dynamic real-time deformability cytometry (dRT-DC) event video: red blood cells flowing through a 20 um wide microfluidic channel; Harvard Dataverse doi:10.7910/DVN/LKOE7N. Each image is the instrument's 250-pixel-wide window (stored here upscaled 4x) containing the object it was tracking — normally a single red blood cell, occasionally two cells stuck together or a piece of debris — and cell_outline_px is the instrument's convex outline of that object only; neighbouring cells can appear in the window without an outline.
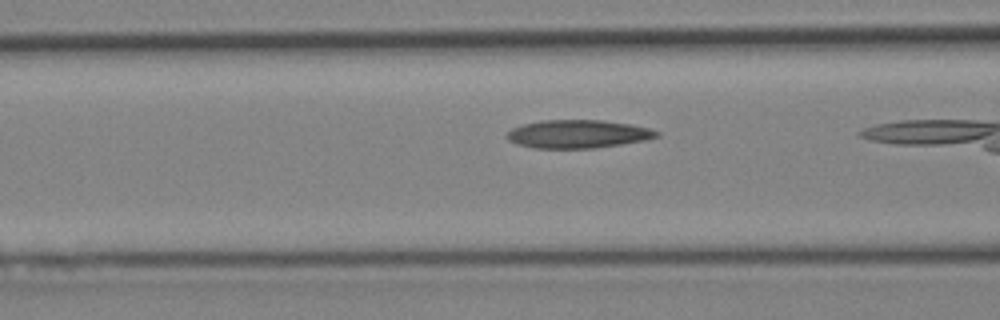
{"species": "Egyptian fruit bat (a non-hibernating species)", "species_latin": "Rousettus aegyptiacus", "temperature_condition": "cold", "stored_images_in_passage": 10, "camera_frame_rate_fps": 3000, "um_per_image_px": 0.085, "animal": {"sex": "female"}, "frame": {"image": 1, "passage_image": 9, "time_ms": 2.667, "image_size_px": [1000, 320], "cell_outline_px": [[660, 136], [644, 140], [596, 148], [536, 148], [516, 144], [508, 140], [504, 136], [512, 128], [524, 124], [540, 120], [600, 120], [632, 124], [648, 128], [660, 132]], "centroid_in_image_um": [49.1, 11.39], "position_along_channel_um": 117.5, "area_um2": 24.62}}